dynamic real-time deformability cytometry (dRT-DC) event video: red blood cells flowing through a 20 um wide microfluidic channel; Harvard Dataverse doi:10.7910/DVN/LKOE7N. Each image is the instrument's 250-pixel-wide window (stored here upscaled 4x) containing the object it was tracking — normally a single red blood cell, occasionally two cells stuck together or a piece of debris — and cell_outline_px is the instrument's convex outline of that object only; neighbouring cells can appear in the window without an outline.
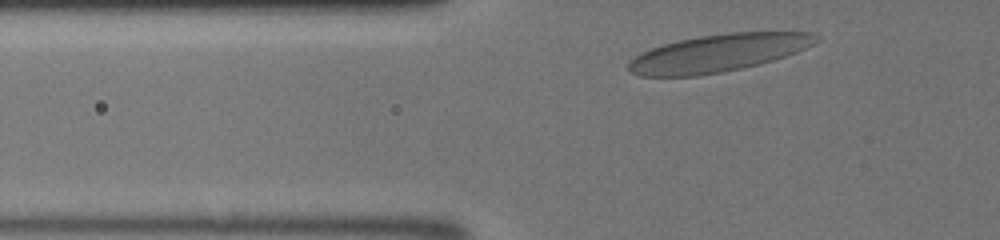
{"species": "human", "species_latin": "Homo sapiens", "temperature_condition": "room temperature", "stored_images_in_passage": 26, "camera_frame_rate_fps": 3000, "um_per_image_px": 0.085, "donor": {"sex": "male"}, "frame": {"image": 1, "passage_image": 2, "time_ms": 0.333, "image_size_px": [1000, 240], "cell_outline_px": [[820, 40], [796, 52], [772, 60], [724, 72], [696, 76], [640, 76], [628, 72], [628, 64], [636, 56], [652, 48], [664, 44], [680, 40], [700, 36], [728, 32], [812, 32], [820, 36]], "centroid_in_image_um": [61.06, 4.51], "position_along_channel_um": 64.7, "area_um2": 40.63}}
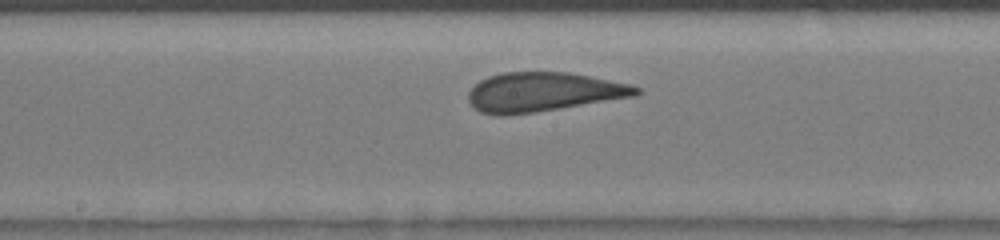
{"frame": {"image": 2, "passage_image": 12, "time_ms": 3.667, "image_size_px": [1000, 240], "cell_outline_px": [[640, 92], [636, 96], [560, 108], [504, 116], [496, 116], [480, 112], [468, 100], [468, 92], [480, 80], [488, 76], [504, 72], [568, 72], [632, 84], [640, 88]], "centroid_in_image_um": [46.17, 7.82], "position_along_channel_um": 202.0, "area_um2": 38.26}}
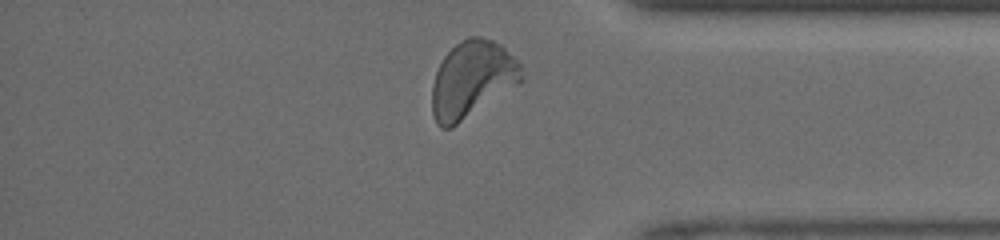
{"frame": {"image": 3, "passage_image": 25, "time_ms": 8.0, "image_size_px": [1000, 240], "cell_outline_px": [[524, 80], [520, 84], [452, 128], [440, 128], [436, 124], [432, 112], [432, 84], [436, 72], [444, 56], [460, 40], [468, 36], [480, 36], [492, 40], [500, 44], [520, 64], [524, 76]], "centroid_in_image_um": [40.13, 6.76], "position_along_channel_um": 395.1, "area_um2": 40.23}}